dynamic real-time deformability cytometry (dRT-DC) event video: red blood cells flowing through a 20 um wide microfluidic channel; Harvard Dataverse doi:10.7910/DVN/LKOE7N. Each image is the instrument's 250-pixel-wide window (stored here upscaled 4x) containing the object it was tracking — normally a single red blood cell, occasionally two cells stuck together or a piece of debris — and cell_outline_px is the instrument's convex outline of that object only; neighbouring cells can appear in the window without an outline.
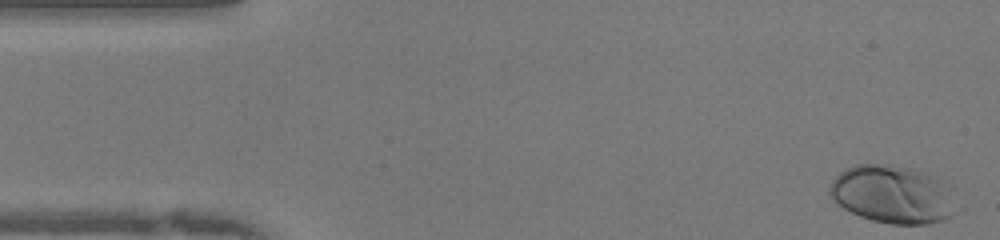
{"species": "human", "species_latin": "Homo sapiens", "temperature_condition": "warm", "stored_images_in_passage": 49, "camera_frame_rate_fps": 3000, "um_per_image_px": 0.085, "donor": {"sex": "female"}, "frame": {"image": 1, "passage_image": 1, "time_ms": 0.0, "image_size_px": [1000, 240], "cell_outline_px": [[956, 212], [952, 216], [944, 220], [928, 224], [892, 224], [872, 220], [860, 216], [844, 208], [828, 192], [828, 188], [832, 180], [840, 172], [856, 164], [888, 164], [912, 168], [928, 172], [948, 184], [952, 188]], "centroid_in_image_um": [75.94, 16.51], "position_along_channel_um": 9.1, "area_um2": 43.18}}
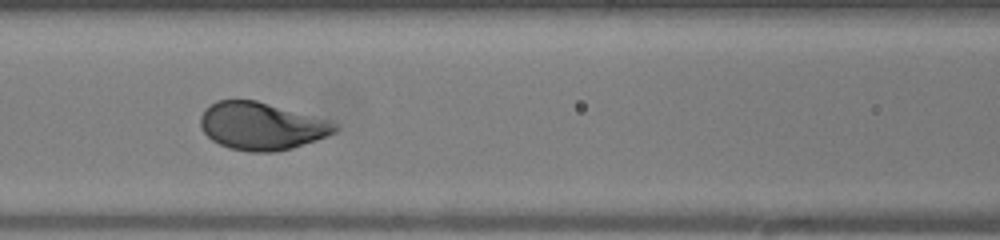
{"frame": {"image": 2, "passage_image": 20, "time_ms": 6.333, "image_size_px": [1000, 240], "cell_outline_px": [[340, 128], [336, 132], [328, 136], [292, 148], [272, 152], [252, 152], [232, 148], [220, 144], [212, 140], [200, 128], [200, 116], [204, 108], [216, 100], [256, 100], [332, 120]], "centroid_in_image_um": [22.25, 10.7], "position_along_channel_um": 144.4, "area_um2": 37.51}}
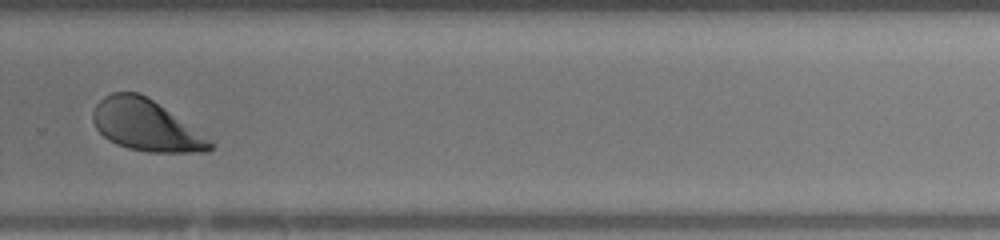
{"frame": {"image": 3, "passage_image": 33, "time_ms": 10.667, "image_size_px": [1000, 240], "cell_outline_px": [[216, 144], [208, 152], [148, 152], [128, 148], [116, 144], [108, 140], [96, 128], [92, 120], [92, 112], [96, 104], [104, 96], [112, 92], [136, 92], [152, 100], [212, 140]], "centroid_in_image_um": [12.39, 10.67], "position_along_channel_um": 317.4, "area_um2": 34.68}, "authors_computed_cell_mechanics": {"area_um2": 37.57, "velocity_mm_per_s": 4.0065, "shape_relaxation_time_tau1_ms": 1.6561, "shape_relaxation_time_tau2_ms": null, "deformation_change_tau1": 0.1429, "deformation_change_tau2": null}}